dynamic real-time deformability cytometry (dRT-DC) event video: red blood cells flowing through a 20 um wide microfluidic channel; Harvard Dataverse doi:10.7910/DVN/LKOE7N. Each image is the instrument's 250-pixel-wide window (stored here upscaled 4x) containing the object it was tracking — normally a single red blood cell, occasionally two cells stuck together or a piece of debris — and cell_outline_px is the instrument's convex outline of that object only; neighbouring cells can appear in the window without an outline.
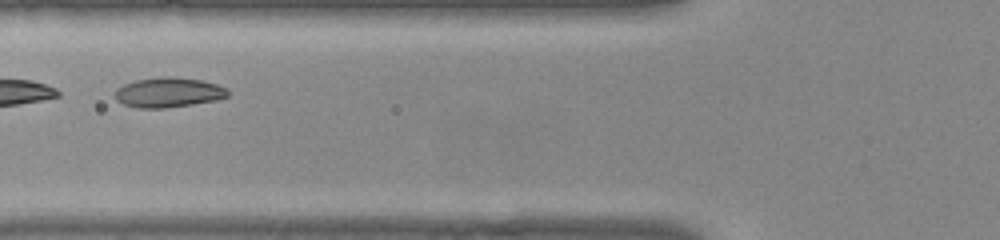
{"species": "common noctule bat (a hibernating species)", "species_latin": "Nyctalus noctula", "temperature_condition": "warm", "stored_images_in_passage": 9, "camera_frame_rate_fps": 3000, "um_per_image_px": 0.085, "animal": {"sex": "female", "body_mass_g": 22.0, "forearm_length_mm": 56.7}, "frame": {"image": 1, "passage_image": 4, "time_ms": 1.0, "image_size_px": [1000, 240], "cell_outline_px": [[228, 96], [216, 100], [192, 104], [164, 108], [136, 108], [124, 104], [116, 100], [116, 88], [124, 84], [136, 80], [160, 76], [168, 76], [200, 80], [216, 84], [228, 88]], "centroid_in_image_um": [14.31, 7.85], "position_along_channel_um": 111.5, "area_um2": 19.59}}